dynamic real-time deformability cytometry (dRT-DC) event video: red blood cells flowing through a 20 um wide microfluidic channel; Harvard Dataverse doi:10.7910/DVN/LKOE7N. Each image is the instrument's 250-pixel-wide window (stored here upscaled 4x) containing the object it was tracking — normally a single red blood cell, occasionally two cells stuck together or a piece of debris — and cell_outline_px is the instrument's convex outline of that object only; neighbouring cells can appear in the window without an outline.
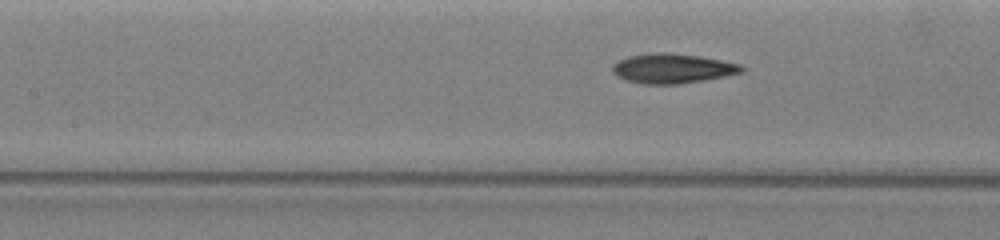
{"species": "common noctule bat (a hibernating species)", "species_latin": "Nyctalus noctula", "temperature_condition": "warm", "stored_images_in_passage": 9, "camera_frame_rate_fps": 3000, "um_per_image_px": 0.085, "animal": {"sex": "female", "body_mass_g": 19.5, "forearm_length_mm": 54.1}, "frame": {"image": 1, "passage_image": 6, "time_ms": 1.0, "image_size_px": [1000, 240], "cell_outline_px": [[744, 72], [704, 80], [680, 84], [644, 84], [628, 80], [616, 76], [612, 72], [612, 64], [628, 56], [656, 52], [664, 52], [700, 56], [740, 64], [744, 68]], "centroid_in_image_um": [57.15, 5.82], "position_along_channel_um": 150.3, "area_um2": 22.25}}